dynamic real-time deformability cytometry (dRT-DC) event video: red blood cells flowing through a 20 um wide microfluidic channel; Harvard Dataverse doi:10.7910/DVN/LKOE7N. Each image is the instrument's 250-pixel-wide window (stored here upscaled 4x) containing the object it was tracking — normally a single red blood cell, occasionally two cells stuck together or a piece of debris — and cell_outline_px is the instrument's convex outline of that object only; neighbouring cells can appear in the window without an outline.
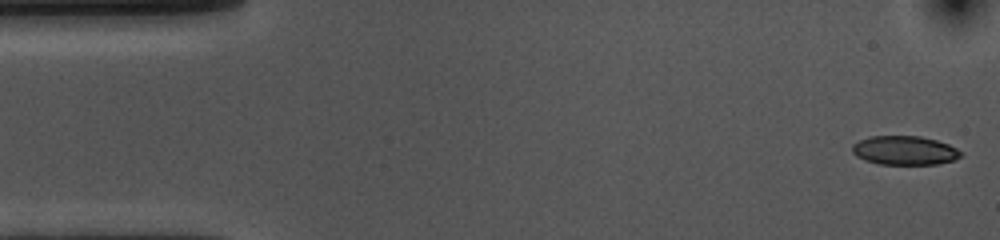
{"species": "common noctule bat (a hibernating species)", "species_latin": "Nyctalus noctula", "temperature_condition": "cold", "stored_images_in_passage": 13, "camera_frame_rate_fps": 3000, "um_per_image_px": 0.085, "animal": {"sex": "female", "body_mass_g": 10.0, "forearm_length_mm": 53.1}, "frame": {"image": 1, "passage_image": 1, "time_ms": 0.0, "image_size_px": [1000, 240], "cell_outline_px": [[964, 156], [952, 160], [936, 164], [880, 164], [864, 160], [856, 156], [852, 152], [852, 144], [868, 136], [920, 136], [936, 140], [948, 144], [964, 152]], "centroid_in_image_um": [76.9, 12.78], "position_along_channel_um": 8.1, "area_um2": 18.44}}
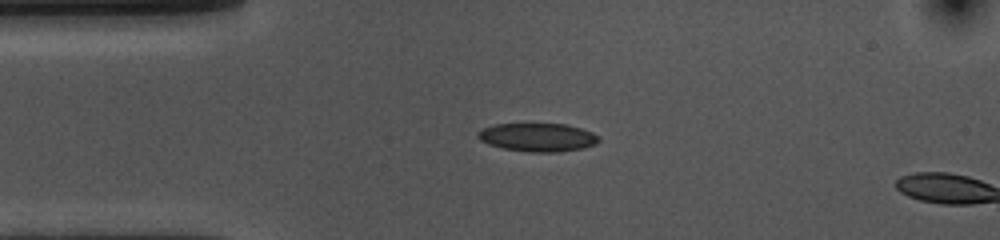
{"frame": {"image": 2, "passage_image": 11, "time_ms": 3.333, "image_size_px": [1000, 240], "cell_outline_px": [[600, 140], [596, 144], [584, 148], [556, 152], [528, 152], [504, 148], [488, 144], [480, 140], [476, 136], [476, 132], [484, 128], [496, 124], [564, 124], [580, 128], [592, 132], [600, 136]], "centroid_in_image_um": [45.71, 11.67], "position_along_channel_um": 39.3, "area_um2": 20.0}}